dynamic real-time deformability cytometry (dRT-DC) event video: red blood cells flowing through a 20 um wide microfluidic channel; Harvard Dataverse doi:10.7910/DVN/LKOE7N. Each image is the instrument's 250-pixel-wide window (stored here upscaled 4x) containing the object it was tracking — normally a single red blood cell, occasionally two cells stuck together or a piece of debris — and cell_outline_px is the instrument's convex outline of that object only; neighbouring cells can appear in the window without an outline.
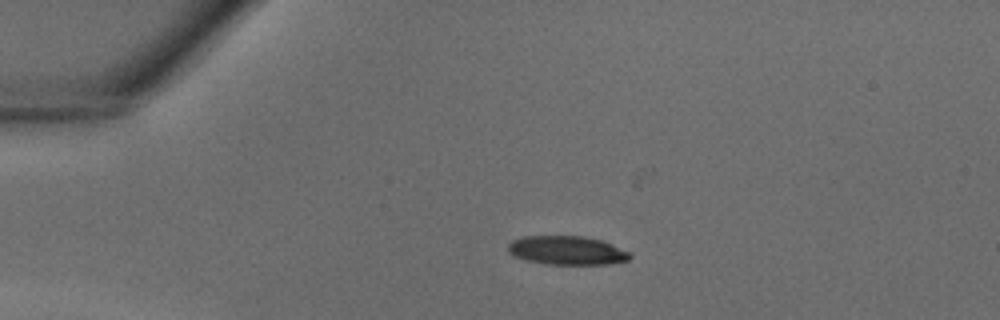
{"species": "common noctule bat (a hibernating species)", "species_latin": "Nyctalus noctula", "temperature_condition": "warm", "stored_images_in_passage": 27, "camera_frame_rate_fps": 3000, "um_per_image_px": 0.085, "animal": {"sex": "male", "body_mass_g": 18.8}, "frame": {"image": 1, "passage_image": 9, "time_ms": 2.667, "image_size_px": [1000, 320], "cell_outline_px": [[632, 256], [628, 260], [608, 264], [548, 264], [524, 260], [512, 256], [508, 252], [508, 244], [512, 240], [524, 236], [584, 236], [600, 240], [612, 244], [632, 252]], "centroid_in_image_um": [48.18, 21.28], "position_along_channel_um": 36.8, "area_um2": 20.63}}
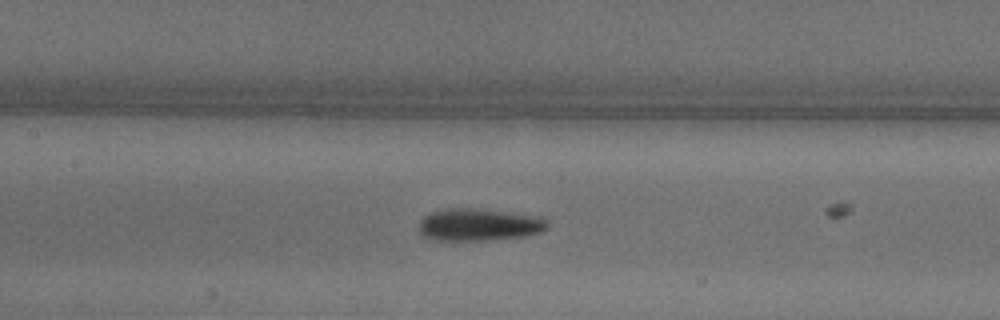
{"frame": {"image": 2, "passage_image": 19, "time_ms": 6.0, "image_size_px": [1000, 320], "cell_outline_px": [[548, 228], [540, 232], [528, 236], [484, 240], [436, 240], [424, 236], [416, 228], [420, 220], [424, 216], [432, 212], [448, 208], [476, 208], [540, 216], [548, 220]], "centroid_in_image_um": [40.72, 19.09], "position_along_channel_um": 166.7, "area_um2": 24.39}}
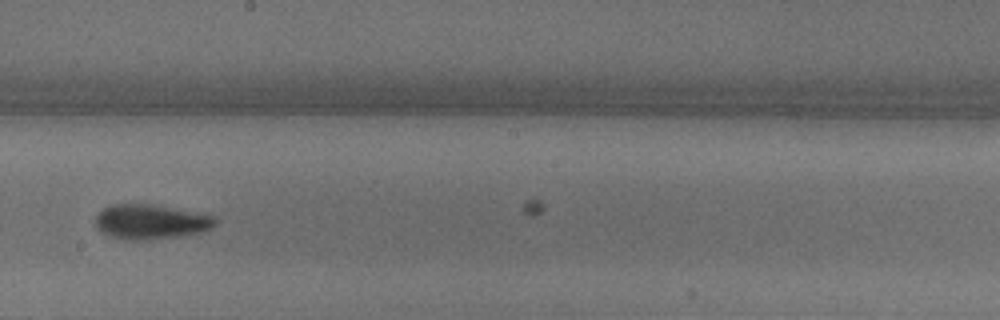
{"frame": {"image": 3, "passage_image": 23, "time_ms": 7.333, "image_size_px": [1000, 320], "cell_outline_px": [[216, 224], [212, 228], [204, 232], [180, 236], [148, 240], [128, 240], [112, 236], [100, 232], [96, 228], [96, 216], [104, 208], [112, 204], [148, 204], [216, 216]], "centroid_in_image_um": [12.82, 18.87], "position_along_channel_um": 235.4, "area_um2": 24.16}}